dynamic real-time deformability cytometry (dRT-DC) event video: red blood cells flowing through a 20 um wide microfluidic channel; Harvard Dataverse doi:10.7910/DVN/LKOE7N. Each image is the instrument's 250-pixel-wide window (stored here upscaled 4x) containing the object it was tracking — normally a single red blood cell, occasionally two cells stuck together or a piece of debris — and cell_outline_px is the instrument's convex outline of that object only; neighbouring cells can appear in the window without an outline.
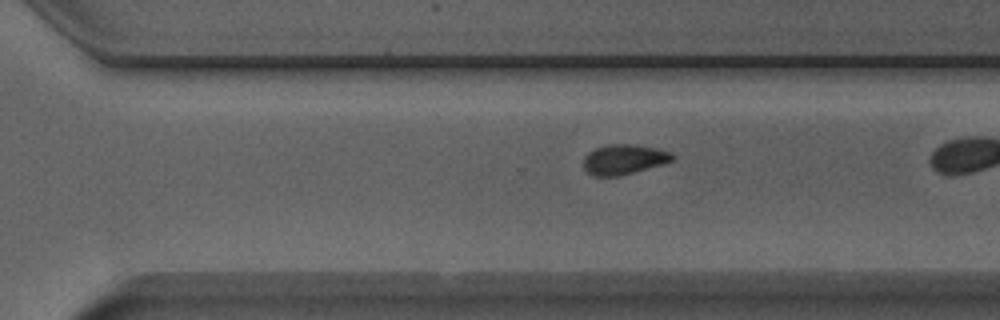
{"species": "Egyptian fruit bat (a non-hibernating species)", "species_latin": "Rousettus aegyptiacus", "temperature_condition": "room temperature", "stored_images_in_passage": 35, "camera_frame_rate_fps": 3000, "um_per_image_px": 0.085, "animal": {"sex": "male"}, "frame": {"image": 1, "passage_image": 30, "time_ms": 9.667, "image_size_px": [1000, 320], "cell_outline_px": [[672, 160], [664, 164], [620, 176], [592, 176], [584, 168], [584, 156], [588, 152], [596, 148], [608, 144], [636, 144], [656, 148], [672, 152]], "centroid_in_image_um": [53.02, 13.55], "position_along_channel_um": 317.6, "area_um2": 15.61}}